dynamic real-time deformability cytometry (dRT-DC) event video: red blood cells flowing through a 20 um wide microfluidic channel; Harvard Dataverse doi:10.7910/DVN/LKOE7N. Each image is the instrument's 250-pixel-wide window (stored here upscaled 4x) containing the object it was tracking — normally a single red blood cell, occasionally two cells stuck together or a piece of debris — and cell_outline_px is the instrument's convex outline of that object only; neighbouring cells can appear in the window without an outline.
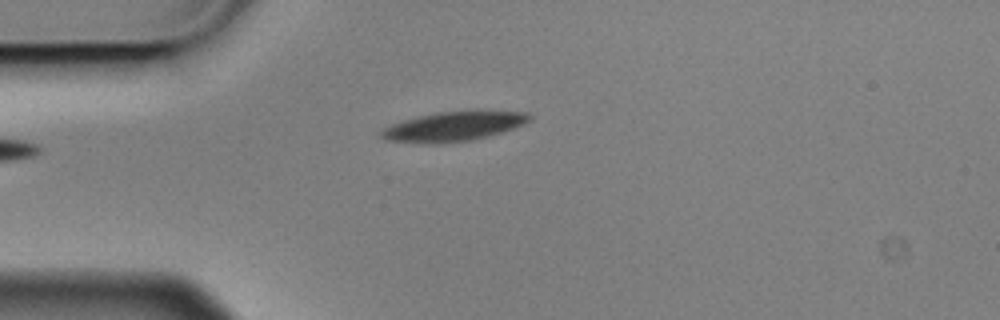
{"species": "Egyptian fruit bat (a non-hibernating species)", "species_latin": "Rousettus aegyptiacus", "temperature_condition": "cold", "stored_images_in_passage": 1, "camera_frame_rate_fps": 3000, "um_per_image_px": 0.085, "animal": {"sex": "male"}, "frame": {"image": 1, "passage_image": 1, "time_ms": 0.0, "image_size_px": [1000, 320], "cell_outline_px": [[532, 120], [524, 124], [488, 136], [472, 140], [436, 144], [420, 144], [384, 140], [380, 136], [380, 128], [404, 120], [436, 112], [472, 108], [480, 108], [528, 112], [532, 116]], "centroid_in_image_um": [38.59, 10.7], "position_along_channel_um": 46.4, "area_um2": 26.7}}